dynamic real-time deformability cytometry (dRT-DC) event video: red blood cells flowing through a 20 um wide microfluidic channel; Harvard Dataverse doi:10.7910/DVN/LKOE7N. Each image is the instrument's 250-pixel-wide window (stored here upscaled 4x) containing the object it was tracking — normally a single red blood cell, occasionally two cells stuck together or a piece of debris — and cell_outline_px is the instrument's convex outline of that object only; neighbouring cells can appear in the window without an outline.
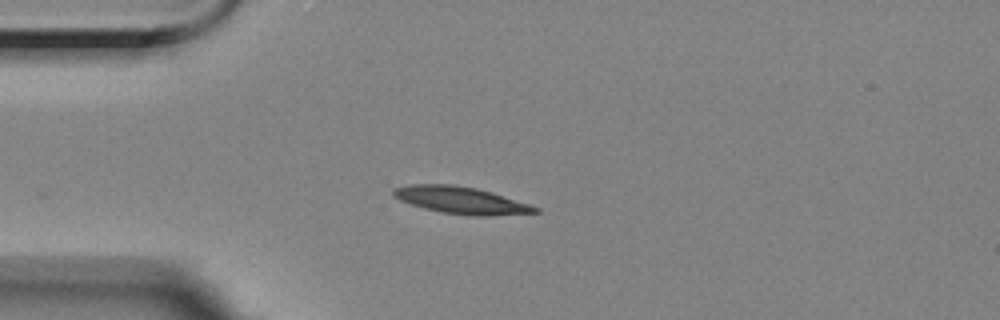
{"species": "Egyptian fruit bat (a non-hibernating species)", "species_latin": "Rousettus aegyptiacus", "temperature_condition": "room temperature", "stored_images_in_passage": 26, "camera_frame_rate_fps": 3000, "um_per_image_px": 0.085, "animal": {"sex": "female"}, "frame": {"image": 1, "passage_image": 1, "time_ms": 0.0, "image_size_px": [1000, 320], "cell_outline_px": [[540, 212], [492, 216], [468, 216], [440, 212], [424, 208], [400, 200], [392, 196], [392, 188], [408, 184], [452, 184], [476, 188], [528, 204], [540, 208]], "centroid_in_image_um": [39.14, 17.02], "position_along_channel_um": 45.9, "area_um2": 22.31}}
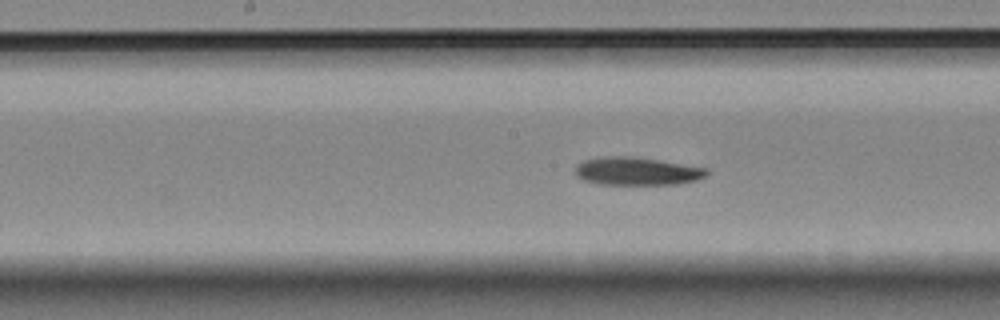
{"frame": {"image": 2, "passage_image": 15, "time_ms": 4.667, "image_size_px": [1000, 320], "cell_outline_px": [[708, 172], [704, 176], [696, 180], [676, 184], [600, 184], [580, 180], [576, 176], [576, 164], [584, 160], [600, 156], [632, 156], [708, 168]], "centroid_in_image_um": [54.07, 14.55], "position_along_channel_um": 194.1, "area_um2": 21.44}}
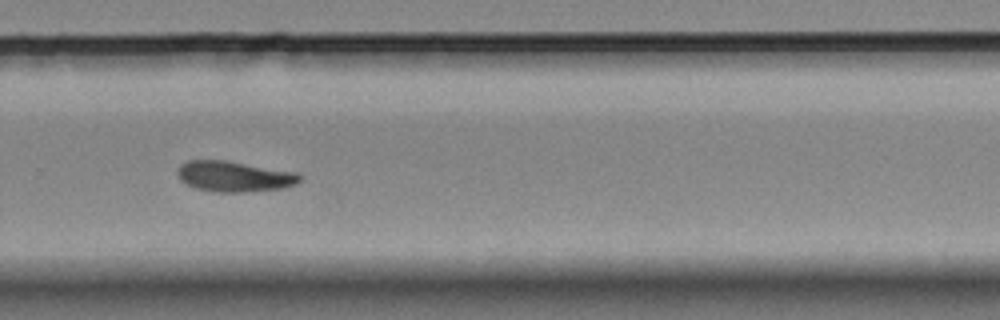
{"frame": {"image": 3, "passage_image": 25, "time_ms": 8.0, "image_size_px": [1000, 320], "cell_outline_px": [[300, 180], [296, 184], [284, 188], [244, 192], [212, 192], [196, 188], [180, 180], [176, 172], [180, 164], [188, 160], [224, 160], [296, 172], [300, 176]], "centroid_in_image_um": [19.88, 15.0], "position_along_channel_um": 309.9, "area_um2": 21.79}}